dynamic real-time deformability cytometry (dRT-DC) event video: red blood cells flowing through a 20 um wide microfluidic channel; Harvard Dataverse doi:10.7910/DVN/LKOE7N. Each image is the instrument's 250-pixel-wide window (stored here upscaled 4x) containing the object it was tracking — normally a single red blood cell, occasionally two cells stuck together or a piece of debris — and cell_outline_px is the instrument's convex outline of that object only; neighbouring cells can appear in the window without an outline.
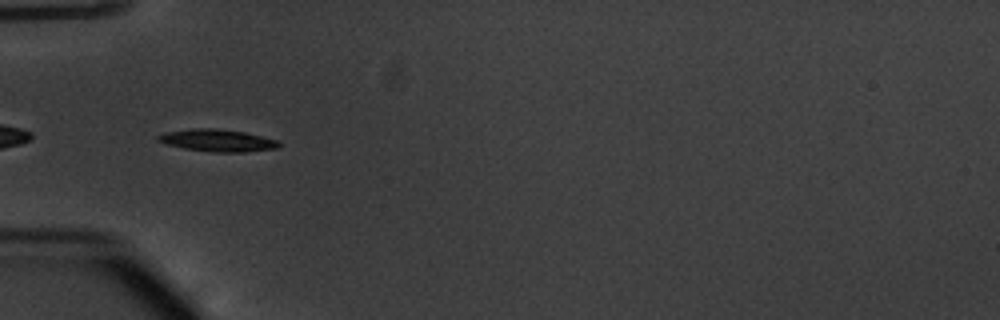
{"species": "common noctule bat (a hibernating species)", "species_latin": "Nyctalus noctula", "temperature_condition": "warm", "stored_images_in_passage": 27, "camera_frame_rate_fps": 3000, "um_per_image_px": 0.085, "animal": {"sex": "male", "body_mass_g": 20.1, "forearm_length_mm": 53.5}, "frame": {"image": 1, "passage_image": 1, "time_ms": 0.0, "image_size_px": [1000, 320], "cell_outline_px": [[280, 144], [276, 148], [244, 152], [212, 152], [184, 148], [168, 144], [156, 140], [156, 136], [168, 132], [192, 128], [216, 128], [244, 132], [276, 140]], "centroid_in_image_um": [18.46, 11.93], "position_along_channel_um": 66.5, "area_um2": 15.37}}
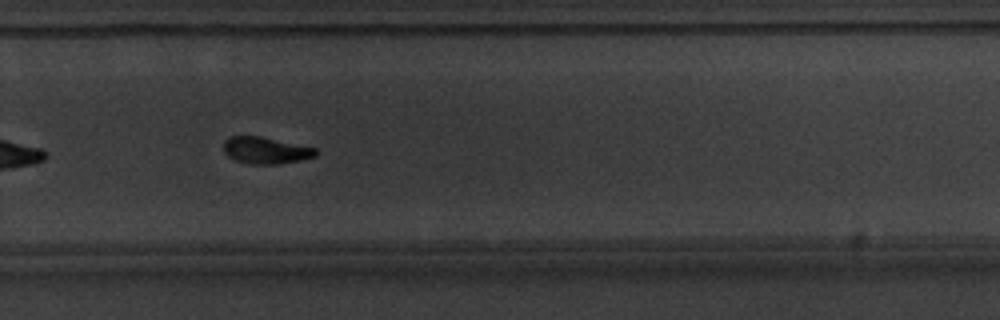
{"frame": {"image": 2, "passage_image": 20, "time_ms": 6.333, "image_size_px": [1000, 320], "cell_outline_px": [[316, 156], [300, 160], [276, 164], [252, 164], [236, 160], [228, 156], [224, 152], [224, 140], [232, 136], [260, 136], [316, 148]], "centroid_in_image_um": [22.57, 12.78], "position_along_channel_um": 307.2, "area_um2": 14.16}, "authors_computed_cell_mechanics": {"area_um2": 15.3748, "velocity_mm_per_s": 3.8264, "shape_relaxation_time_tau1_ms": 1.9549, "shape_relaxation_time_tau2_ms": null, "deformation_change_tau1": 0.1746, "deformation_change_tau2": null}}